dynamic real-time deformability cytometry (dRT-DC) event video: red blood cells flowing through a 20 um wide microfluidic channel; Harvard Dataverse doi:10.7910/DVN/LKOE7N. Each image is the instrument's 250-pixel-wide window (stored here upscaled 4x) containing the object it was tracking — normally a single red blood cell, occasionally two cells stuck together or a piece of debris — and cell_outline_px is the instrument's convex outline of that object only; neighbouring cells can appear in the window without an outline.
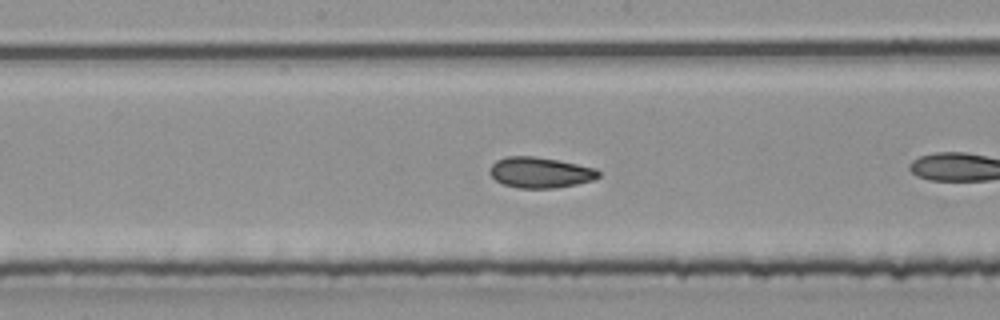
{"species": "common noctule bat (a hibernating species)", "species_latin": "Nyctalus noctula", "temperature_condition": "room temperature", "stored_images_in_passage": 17, "camera_frame_rate_fps": 3000, "um_per_image_px": 0.085, "animal": {"sex": "male", "body_mass_g": 20.4}, "frame": {"image": 1, "passage_image": 12, "time_ms": 3.667, "image_size_px": [1000, 320], "cell_outline_px": [[600, 176], [592, 180], [576, 184], [556, 188], [516, 188], [504, 184], [496, 180], [488, 172], [488, 168], [496, 160], [508, 156], [532, 156], [556, 160], [596, 168], [600, 172]], "centroid_in_image_um": [45.89, 14.67], "position_along_channel_um": 202.3, "area_um2": 19.42}}
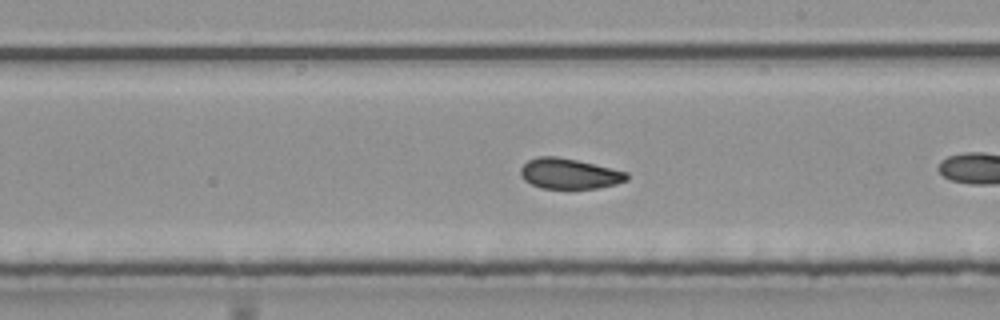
{"frame": {"image": 2, "passage_image": 15, "time_ms": 4.667, "image_size_px": [1000, 320], "cell_outline_px": [[628, 180], [616, 184], [600, 188], [540, 188], [524, 180], [520, 176], [520, 168], [528, 160], [540, 156], [556, 156], [576, 160], [628, 172]], "centroid_in_image_um": [48.38, 14.76], "position_along_channel_um": 240.6, "area_um2": 18.79}}